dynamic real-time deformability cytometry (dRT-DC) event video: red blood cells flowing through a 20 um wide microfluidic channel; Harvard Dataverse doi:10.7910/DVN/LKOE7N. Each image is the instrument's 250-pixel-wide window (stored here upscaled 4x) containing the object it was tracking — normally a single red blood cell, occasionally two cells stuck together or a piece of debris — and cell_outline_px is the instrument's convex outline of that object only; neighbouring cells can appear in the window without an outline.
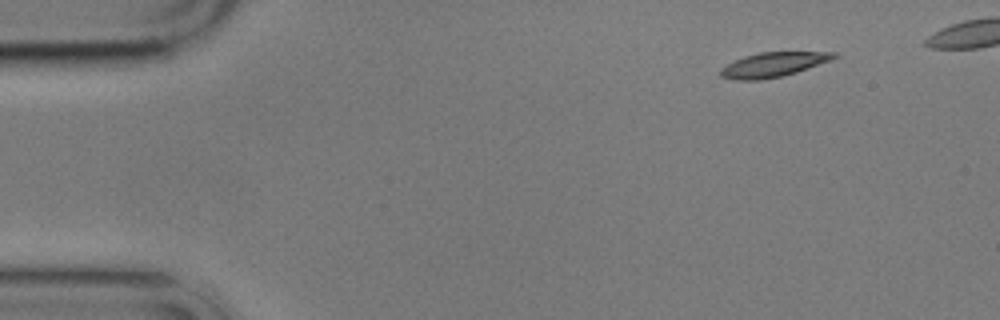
{"species": "common noctule bat (a hibernating species)", "species_latin": "Nyctalus noctula", "temperature_condition": "cold", "stored_images_in_passage": 5, "camera_frame_rate_fps": 3000, "um_per_image_px": 0.085, "animal": {"sex": "male", "body_mass_g": 17.9}, "frame": {"image": 1, "passage_image": 1, "time_ms": 0.0, "image_size_px": [1000, 320], "cell_outline_px": [[840, 56], [808, 68], [784, 76], [760, 80], [736, 80], [720, 76], [720, 68], [744, 56], [760, 52], [836, 52]], "centroid_in_image_um": [65.72, 5.49], "position_along_channel_um": 19.3, "area_um2": 16.13}}